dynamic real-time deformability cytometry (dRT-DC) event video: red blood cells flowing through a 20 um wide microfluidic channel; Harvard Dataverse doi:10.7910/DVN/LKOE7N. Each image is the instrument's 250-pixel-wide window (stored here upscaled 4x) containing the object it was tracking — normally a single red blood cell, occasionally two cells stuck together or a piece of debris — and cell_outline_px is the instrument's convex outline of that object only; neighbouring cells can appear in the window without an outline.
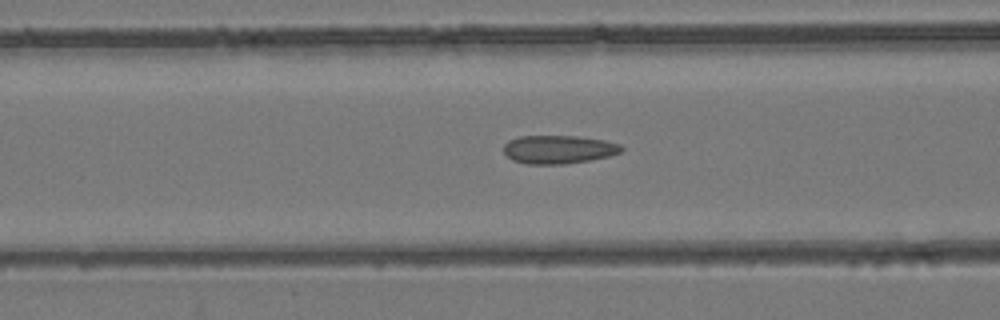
{"species": "common noctule bat (a hibernating species)", "species_latin": "Nyctalus noctula", "temperature_condition": "room temperature", "stored_images_in_passage": 54, "camera_frame_rate_fps": 3000, "um_per_image_px": 0.085, "animal": {"sex": "female", "body_mass_g": 24.6, "forearm_length_mm": 56.2}, "frame": {"image": 1, "passage_image": 22, "time_ms": 7.0, "image_size_px": [1000, 320], "cell_outline_px": [[624, 148], [620, 152], [608, 156], [588, 160], [564, 164], [528, 164], [512, 160], [504, 152], [504, 144], [508, 140], [520, 136], [576, 136], [604, 140], [620, 144]], "centroid_in_image_um": [47.46, 12.7], "position_along_channel_um": 119.1, "area_um2": 19.36}}
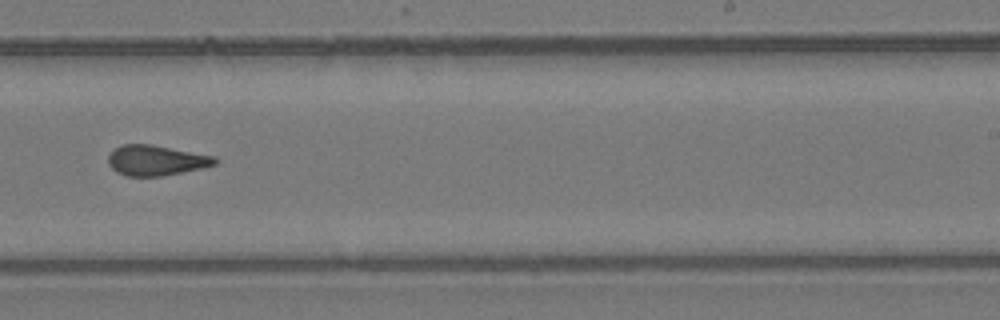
{"frame": {"image": 2, "passage_image": 34, "time_ms": 11.0, "image_size_px": [1000, 320], "cell_outline_px": [[220, 160], [216, 164], [200, 168], [164, 176], [128, 176], [116, 172], [108, 164], [108, 156], [120, 144], [152, 144], [216, 156]], "centroid_in_image_um": [13.28, 13.62], "position_along_channel_um": 275.7, "area_um2": 18.96}}
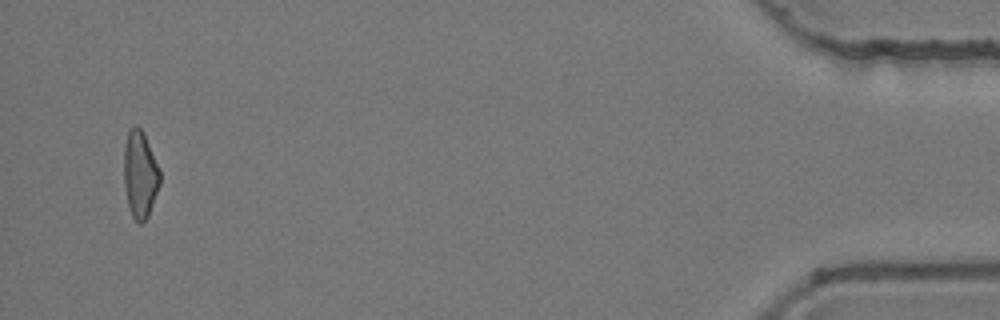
{"frame": {"image": 3, "passage_image": 52, "time_ms": 17.0, "image_size_px": [1000, 320], "cell_outline_px": [[160, 184], [148, 216], [144, 224], [140, 224], [132, 216], [128, 204], [124, 184], [124, 144], [128, 128], [136, 124], [144, 132], [160, 168]], "centroid_in_image_um": [11.91, 14.78], "position_along_channel_um": 423.3, "area_um2": 18.61}, "authors_computed_cell_mechanics": {"area_um2": 19.1029, "velocity_mm_per_s": 3.9176, "shape_relaxation_time_tau1_ms": null, "shape_relaxation_time_tau2_ms": 2.6695, "deformation_change_tau1": null, "deformation_change_tau2": 0.1001}}